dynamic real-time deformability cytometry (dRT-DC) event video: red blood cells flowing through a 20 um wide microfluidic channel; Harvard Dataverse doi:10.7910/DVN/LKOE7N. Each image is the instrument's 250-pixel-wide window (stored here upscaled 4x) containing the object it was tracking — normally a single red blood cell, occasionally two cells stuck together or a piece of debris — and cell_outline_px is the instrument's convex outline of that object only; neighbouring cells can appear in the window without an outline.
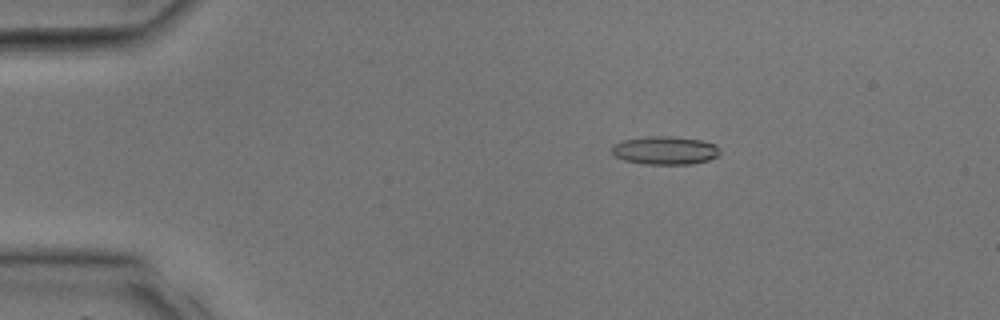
{"species": "common noctule bat (a hibernating species)", "species_latin": "Nyctalus noctula", "temperature_condition": "room temperature", "stored_images_in_passage": 34, "camera_frame_rate_fps": 3000, "um_per_image_px": 0.085, "animal": {"sex": "male", "body_mass_g": 17.9, "forearm_length_mm": 54.2}, "frame": {"image": 1, "passage_image": 5, "time_ms": 1.333, "image_size_px": [1000, 320], "cell_outline_px": [[720, 152], [716, 156], [708, 160], [692, 164], [644, 164], [624, 160], [616, 156], [612, 152], [612, 144], [624, 140], [648, 136], [672, 136], [700, 140], [716, 144], [720, 148]], "centroid_in_image_um": [56.53, 12.78], "position_along_channel_um": 28.5, "area_um2": 17.8}}
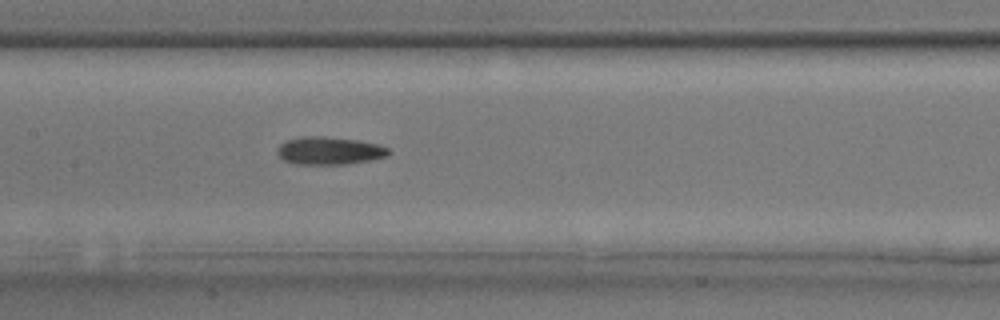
{"frame": {"image": 2, "passage_image": 16, "time_ms": 5.0, "image_size_px": [1000, 320], "cell_outline_px": [[392, 152], [388, 156], [368, 160], [344, 164], [296, 164], [284, 160], [276, 152], [276, 148], [280, 144], [288, 140], [300, 136], [324, 136], [356, 140], [380, 144], [388, 148]], "centroid_in_image_um": [27.99, 12.8], "position_along_channel_um": 179.4, "area_um2": 18.03}}
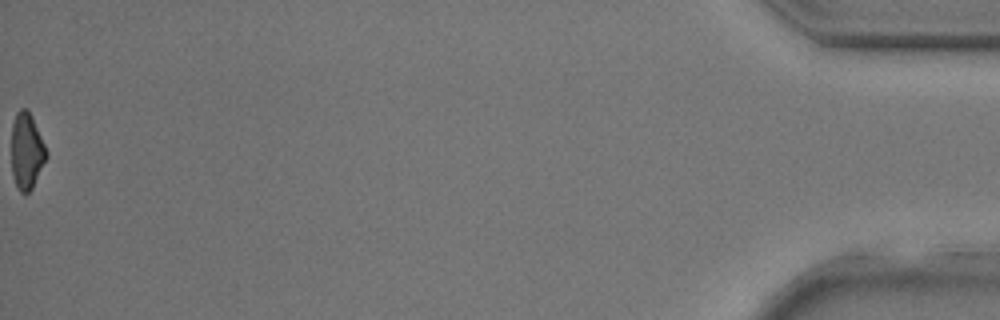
{"frame": {"image": 3, "passage_image": 34, "time_ms": 11.0, "image_size_px": [1000, 320], "cell_outline_px": [[48, 156], [32, 188], [28, 192], [20, 192], [12, 176], [12, 124], [16, 112], [20, 108], [28, 108], [32, 116], [48, 152]], "centroid_in_image_um": [2.27, 12.8], "position_along_channel_um": 432.9, "area_um2": 15.55}}